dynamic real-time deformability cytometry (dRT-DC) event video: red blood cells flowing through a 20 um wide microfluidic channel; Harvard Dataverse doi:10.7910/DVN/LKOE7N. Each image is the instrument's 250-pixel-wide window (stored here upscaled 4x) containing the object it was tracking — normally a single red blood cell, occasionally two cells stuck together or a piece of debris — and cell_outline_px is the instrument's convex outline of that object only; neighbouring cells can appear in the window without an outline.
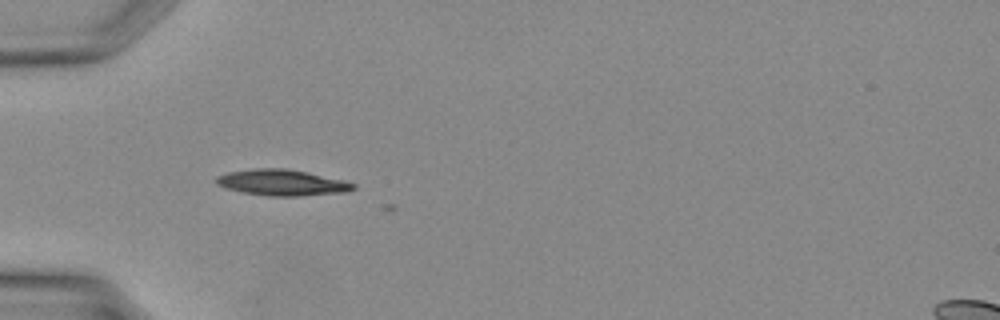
{"species": "Egyptian fruit bat (a non-hibernating species)", "species_latin": "Rousettus aegyptiacus", "temperature_condition": "warm", "stored_images_in_passage": 5, "camera_frame_rate_fps": 3000, "um_per_image_px": 0.085, "animal": {"sex": "female"}, "frame": {"image": 1, "passage_image": 2, "time_ms": 0.333, "image_size_px": [1000, 320], "cell_outline_px": [[356, 188], [344, 192], [300, 196], [268, 196], [244, 192], [228, 188], [216, 184], [216, 176], [228, 172], [252, 168], [288, 168], [308, 172], [344, 180], [356, 184]], "centroid_in_image_um": [23.99, 15.51], "position_along_channel_um": 61.0, "area_um2": 20.81}}